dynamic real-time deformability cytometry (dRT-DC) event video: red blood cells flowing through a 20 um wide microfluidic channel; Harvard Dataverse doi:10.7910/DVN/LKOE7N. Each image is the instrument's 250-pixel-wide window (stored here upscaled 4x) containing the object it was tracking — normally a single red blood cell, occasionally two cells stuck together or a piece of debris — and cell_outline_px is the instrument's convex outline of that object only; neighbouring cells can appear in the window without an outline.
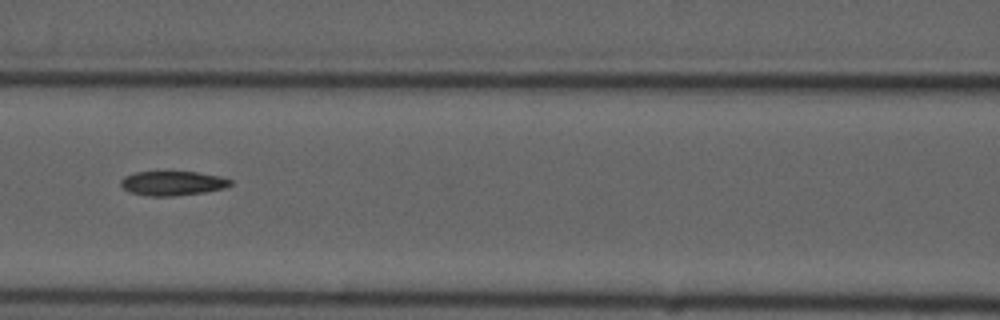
{"species": "common noctule bat (a hibernating species)", "species_latin": "Nyctalus noctula", "temperature_condition": "cold", "stored_images_in_passage": 9, "segment_of_instrument_passage": [2, 2], "camera_frame_rate_fps": 3000, "um_per_image_px": 0.085, "animal": {"sex": "male", "forearm_length_mm": 52.5}, "frame": {"image": 1, "passage_image": 7, "time_ms": 7.667, "image_size_px": [1000, 320], "cell_outline_px": [[232, 184], [224, 188], [204, 192], [172, 196], [148, 196], [128, 192], [120, 184], [120, 180], [124, 176], [136, 172], [196, 172], [220, 176], [232, 180]], "centroid_in_image_um": [14.65, 15.58], "position_along_channel_um": 152.0, "area_um2": 15.55}}
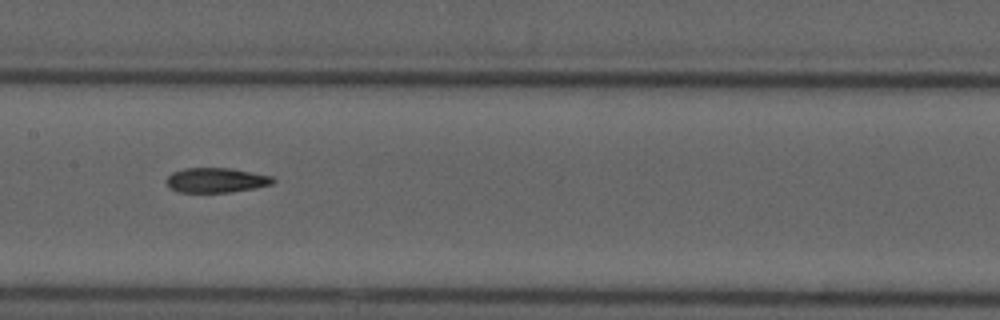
{"frame": {"image": 2, "passage_image": 8, "time_ms": 8.667, "image_size_px": [1000, 320], "cell_outline_px": [[276, 180], [272, 184], [256, 188], [228, 192], [176, 192], [168, 188], [164, 180], [172, 172], [184, 168], [232, 168], [272, 176]], "centroid_in_image_um": [18.33, 15.31], "position_along_channel_um": 189.1, "area_um2": 15.61}}
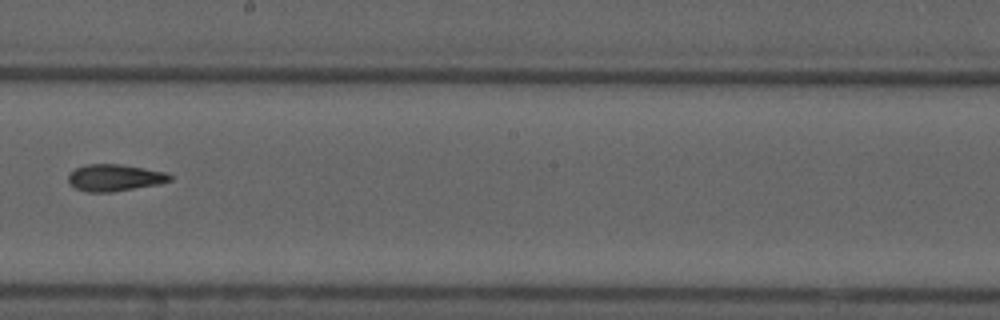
{"frame": {"image": 3, "passage_image": 9, "time_ms": 10.0, "image_size_px": [1000, 320], "cell_outline_px": [[172, 180], [160, 184], [112, 192], [84, 192], [76, 188], [68, 180], [68, 176], [76, 168], [88, 164], [120, 164], [168, 172], [172, 176]], "centroid_in_image_um": [9.8, 15.11], "position_along_channel_um": 238.4, "area_um2": 15.9}}